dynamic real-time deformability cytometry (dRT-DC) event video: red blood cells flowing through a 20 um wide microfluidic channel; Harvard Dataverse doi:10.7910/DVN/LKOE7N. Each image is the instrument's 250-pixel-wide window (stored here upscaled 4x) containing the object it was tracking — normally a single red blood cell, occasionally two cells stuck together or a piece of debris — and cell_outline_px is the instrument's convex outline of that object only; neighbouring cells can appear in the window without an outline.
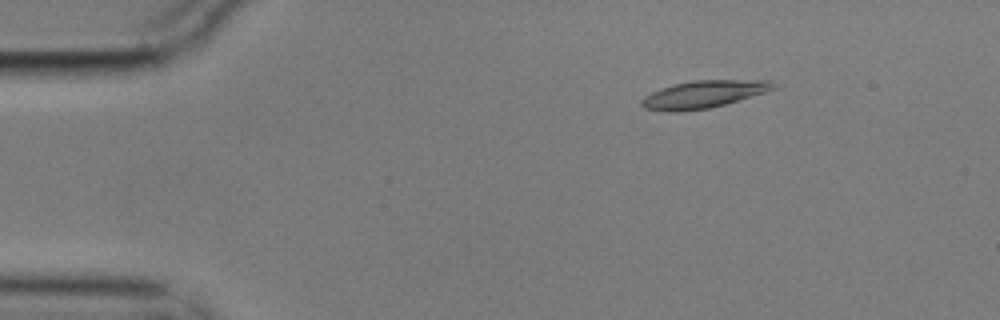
{"species": "common noctule bat (a hibernating species)", "species_latin": "Nyctalus noctula", "temperature_condition": "cold", "stored_images_in_passage": 6, "camera_frame_rate_fps": 3000, "um_per_image_px": 0.085, "animal": {"sex": "male", "body_mass_g": 17.9}, "frame": {"image": 1, "passage_image": 3, "time_ms": 0.667, "image_size_px": [1000, 320], "cell_outline_px": [[776, 88], [764, 92], [724, 104], [708, 108], [672, 112], [668, 112], [644, 108], [640, 104], [640, 100], [644, 96], [652, 92], [672, 84], [692, 80], [772, 80], [776, 84]], "centroid_in_image_um": [59.77, 8.0], "position_along_channel_um": 25.2, "area_um2": 20.92}}